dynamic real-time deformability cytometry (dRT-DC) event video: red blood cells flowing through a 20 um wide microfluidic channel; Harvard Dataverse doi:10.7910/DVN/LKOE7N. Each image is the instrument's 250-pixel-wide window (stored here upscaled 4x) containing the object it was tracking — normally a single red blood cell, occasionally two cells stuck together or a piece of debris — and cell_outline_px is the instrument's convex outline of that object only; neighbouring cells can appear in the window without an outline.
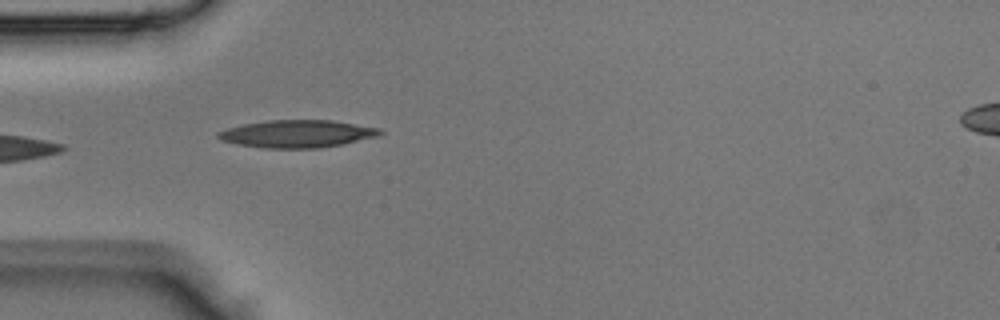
{"species": "Egyptian fruit bat (a non-hibernating species)", "species_latin": "Rousettus aegyptiacus", "temperature_condition": "room temperature", "stored_images_in_passage": 4, "camera_frame_rate_fps": 3000, "um_per_image_px": 0.085, "animal": {"sex": "male"}, "frame": {"image": 1, "passage_image": 4, "time_ms": 1.0, "image_size_px": [1000, 320], "cell_outline_px": [[384, 132], [380, 136], [340, 144], [316, 148], [264, 148], [240, 144], [220, 140], [216, 136], [216, 132], [228, 128], [244, 124], [268, 120], [332, 120], [380, 128]], "centroid_in_image_um": [25.27, 11.36], "position_along_channel_um": 59.7, "area_um2": 25.84}}